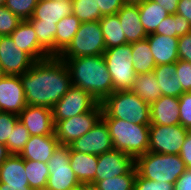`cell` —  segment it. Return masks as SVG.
I'll return each instance as SVG.
<instances>
[{
	"instance_id": "obj_42",
	"label": "cell",
	"mask_w": 191,
	"mask_h": 190,
	"mask_svg": "<svg viewBox=\"0 0 191 190\" xmlns=\"http://www.w3.org/2000/svg\"><path fill=\"white\" fill-rule=\"evenodd\" d=\"M176 76L184 92H191V63L183 60L176 62Z\"/></svg>"
},
{
	"instance_id": "obj_48",
	"label": "cell",
	"mask_w": 191,
	"mask_h": 190,
	"mask_svg": "<svg viewBox=\"0 0 191 190\" xmlns=\"http://www.w3.org/2000/svg\"><path fill=\"white\" fill-rule=\"evenodd\" d=\"M153 1L158 3V5H160L161 7H163L169 13V15H173L176 13L177 6L179 3V0H153Z\"/></svg>"
},
{
	"instance_id": "obj_40",
	"label": "cell",
	"mask_w": 191,
	"mask_h": 190,
	"mask_svg": "<svg viewBox=\"0 0 191 190\" xmlns=\"http://www.w3.org/2000/svg\"><path fill=\"white\" fill-rule=\"evenodd\" d=\"M180 125L191 130V92H184L179 97Z\"/></svg>"
},
{
	"instance_id": "obj_32",
	"label": "cell",
	"mask_w": 191,
	"mask_h": 190,
	"mask_svg": "<svg viewBox=\"0 0 191 190\" xmlns=\"http://www.w3.org/2000/svg\"><path fill=\"white\" fill-rule=\"evenodd\" d=\"M25 172L29 186L33 190H45L50 171L48 164L38 161L25 160Z\"/></svg>"
},
{
	"instance_id": "obj_28",
	"label": "cell",
	"mask_w": 191,
	"mask_h": 190,
	"mask_svg": "<svg viewBox=\"0 0 191 190\" xmlns=\"http://www.w3.org/2000/svg\"><path fill=\"white\" fill-rule=\"evenodd\" d=\"M99 22L106 49L128 43L117 14L103 16Z\"/></svg>"
},
{
	"instance_id": "obj_12",
	"label": "cell",
	"mask_w": 191,
	"mask_h": 190,
	"mask_svg": "<svg viewBox=\"0 0 191 190\" xmlns=\"http://www.w3.org/2000/svg\"><path fill=\"white\" fill-rule=\"evenodd\" d=\"M68 146L71 150L96 156L114 149L108 127L102 118L86 134Z\"/></svg>"
},
{
	"instance_id": "obj_15",
	"label": "cell",
	"mask_w": 191,
	"mask_h": 190,
	"mask_svg": "<svg viewBox=\"0 0 191 190\" xmlns=\"http://www.w3.org/2000/svg\"><path fill=\"white\" fill-rule=\"evenodd\" d=\"M18 119L31 136L55 135L52 109L49 107L27 105L18 114Z\"/></svg>"
},
{
	"instance_id": "obj_4",
	"label": "cell",
	"mask_w": 191,
	"mask_h": 190,
	"mask_svg": "<svg viewBox=\"0 0 191 190\" xmlns=\"http://www.w3.org/2000/svg\"><path fill=\"white\" fill-rule=\"evenodd\" d=\"M101 105V118H116L138 125H150V104L130 90L114 91Z\"/></svg>"
},
{
	"instance_id": "obj_24",
	"label": "cell",
	"mask_w": 191,
	"mask_h": 190,
	"mask_svg": "<svg viewBox=\"0 0 191 190\" xmlns=\"http://www.w3.org/2000/svg\"><path fill=\"white\" fill-rule=\"evenodd\" d=\"M25 171V160L20 155L10 154L0 166V183L29 186Z\"/></svg>"
},
{
	"instance_id": "obj_18",
	"label": "cell",
	"mask_w": 191,
	"mask_h": 190,
	"mask_svg": "<svg viewBox=\"0 0 191 190\" xmlns=\"http://www.w3.org/2000/svg\"><path fill=\"white\" fill-rule=\"evenodd\" d=\"M180 124L179 97L162 95L150 104V125Z\"/></svg>"
},
{
	"instance_id": "obj_7",
	"label": "cell",
	"mask_w": 191,
	"mask_h": 190,
	"mask_svg": "<svg viewBox=\"0 0 191 190\" xmlns=\"http://www.w3.org/2000/svg\"><path fill=\"white\" fill-rule=\"evenodd\" d=\"M103 55L114 91L130 90L137 75L132 63V44L106 49Z\"/></svg>"
},
{
	"instance_id": "obj_27",
	"label": "cell",
	"mask_w": 191,
	"mask_h": 190,
	"mask_svg": "<svg viewBox=\"0 0 191 190\" xmlns=\"http://www.w3.org/2000/svg\"><path fill=\"white\" fill-rule=\"evenodd\" d=\"M153 72L136 75L131 92L137 94L143 101L151 104L161 96V89Z\"/></svg>"
},
{
	"instance_id": "obj_46",
	"label": "cell",
	"mask_w": 191,
	"mask_h": 190,
	"mask_svg": "<svg viewBox=\"0 0 191 190\" xmlns=\"http://www.w3.org/2000/svg\"><path fill=\"white\" fill-rule=\"evenodd\" d=\"M174 190H191V168H187L177 179Z\"/></svg>"
},
{
	"instance_id": "obj_30",
	"label": "cell",
	"mask_w": 191,
	"mask_h": 190,
	"mask_svg": "<svg viewBox=\"0 0 191 190\" xmlns=\"http://www.w3.org/2000/svg\"><path fill=\"white\" fill-rule=\"evenodd\" d=\"M81 22L72 13L57 23L55 34V56H58L72 41Z\"/></svg>"
},
{
	"instance_id": "obj_31",
	"label": "cell",
	"mask_w": 191,
	"mask_h": 190,
	"mask_svg": "<svg viewBox=\"0 0 191 190\" xmlns=\"http://www.w3.org/2000/svg\"><path fill=\"white\" fill-rule=\"evenodd\" d=\"M191 32V24L177 13L168 15L157 27L155 33L168 37H180Z\"/></svg>"
},
{
	"instance_id": "obj_20",
	"label": "cell",
	"mask_w": 191,
	"mask_h": 190,
	"mask_svg": "<svg viewBox=\"0 0 191 190\" xmlns=\"http://www.w3.org/2000/svg\"><path fill=\"white\" fill-rule=\"evenodd\" d=\"M59 145L56 135L30 136L19 155L24 160L48 163Z\"/></svg>"
},
{
	"instance_id": "obj_34",
	"label": "cell",
	"mask_w": 191,
	"mask_h": 190,
	"mask_svg": "<svg viewBox=\"0 0 191 190\" xmlns=\"http://www.w3.org/2000/svg\"><path fill=\"white\" fill-rule=\"evenodd\" d=\"M37 35L39 44L51 55L55 56V34L57 24L31 23Z\"/></svg>"
},
{
	"instance_id": "obj_6",
	"label": "cell",
	"mask_w": 191,
	"mask_h": 190,
	"mask_svg": "<svg viewBox=\"0 0 191 190\" xmlns=\"http://www.w3.org/2000/svg\"><path fill=\"white\" fill-rule=\"evenodd\" d=\"M106 50L99 21L81 23L70 44L58 55L60 59L103 55Z\"/></svg>"
},
{
	"instance_id": "obj_11",
	"label": "cell",
	"mask_w": 191,
	"mask_h": 190,
	"mask_svg": "<svg viewBox=\"0 0 191 190\" xmlns=\"http://www.w3.org/2000/svg\"><path fill=\"white\" fill-rule=\"evenodd\" d=\"M98 104L87 91L71 86L67 93L51 108L54 124L92 111Z\"/></svg>"
},
{
	"instance_id": "obj_25",
	"label": "cell",
	"mask_w": 191,
	"mask_h": 190,
	"mask_svg": "<svg viewBox=\"0 0 191 190\" xmlns=\"http://www.w3.org/2000/svg\"><path fill=\"white\" fill-rule=\"evenodd\" d=\"M153 73L162 95L180 97L184 93L181 83L177 80L176 63L158 65Z\"/></svg>"
},
{
	"instance_id": "obj_1",
	"label": "cell",
	"mask_w": 191,
	"mask_h": 190,
	"mask_svg": "<svg viewBox=\"0 0 191 190\" xmlns=\"http://www.w3.org/2000/svg\"><path fill=\"white\" fill-rule=\"evenodd\" d=\"M27 105L52 108L72 86L67 65L58 56L35 61L20 75Z\"/></svg>"
},
{
	"instance_id": "obj_38",
	"label": "cell",
	"mask_w": 191,
	"mask_h": 190,
	"mask_svg": "<svg viewBox=\"0 0 191 190\" xmlns=\"http://www.w3.org/2000/svg\"><path fill=\"white\" fill-rule=\"evenodd\" d=\"M21 21L18 16L5 6H0V36L10 35Z\"/></svg>"
},
{
	"instance_id": "obj_10",
	"label": "cell",
	"mask_w": 191,
	"mask_h": 190,
	"mask_svg": "<svg viewBox=\"0 0 191 190\" xmlns=\"http://www.w3.org/2000/svg\"><path fill=\"white\" fill-rule=\"evenodd\" d=\"M103 108L99 103L92 111L58 121L55 135L60 145L68 146L74 140L86 134L102 117Z\"/></svg>"
},
{
	"instance_id": "obj_41",
	"label": "cell",
	"mask_w": 191,
	"mask_h": 190,
	"mask_svg": "<svg viewBox=\"0 0 191 190\" xmlns=\"http://www.w3.org/2000/svg\"><path fill=\"white\" fill-rule=\"evenodd\" d=\"M175 184L157 182L141 177L138 173L134 182V190H174Z\"/></svg>"
},
{
	"instance_id": "obj_2",
	"label": "cell",
	"mask_w": 191,
	"mask_h": 190,
	"mask_svg": "<svg viewBox=\"0 0 191 190\" xmlns=\"http://www.w3.org/2000/svg\"><path fill=\"white\" fill-rule=\"evenodd\" d=\"M70 72L72 86L87 91L98 103L114 92L104 55L61 59Z\"/></svg>"
},
{
	"instance_id": "obj_9",
	"label": "cell",
	"mask_w": 191,
	"mask_h": 190,
	"mask_svg": "<svg viewBox=\"0 0 191 190\" xmlns=\"http://www.w3.org/2000/svg\"><path fill=\"white\" fill-rule=\"evenodd\" d=\"M188 129L182 125H150L149 151L158 154L179 155Z\"/></svg>"
},
{
	"instance_id": "obj_54",
	"label": "cell",
	"mask_w": 191,
	"mask_h": 190,
	"mask_svg": "<svg viewBox=\"0 0 191 190\" xmlns=\"http://www.w3.org/2000/svg\"><path fill=\"white\" fill-rule=\"evenodd\" d=\"M65 190H80V187L69 188V189H65Z\"/></svg>"
},
{
	"instance_id": "obj_14",
	"label": "cell",
	"mask_w": 191,
	"mask_h": 190,
	"mask_svg": "<svg viewBox=\"0 0 191 190\" xmlns=\"http://www.w3.org/2000/svg\"><path fill=\"white\" fill-rule=\"evenodd\" d=\"M134 166L135 160L117 149L100 154L93 183L127 174Z\"/></svg>"
},
{
	"instance_id": "obj_5",
	"label": "cell",
	"mask_w": 191,
	"mask_h": 190,
	"mask_svg": "<svg viewBox=\"0 0 191 190\" xmlns=\"http://www.w3.org/2000/svg\"><path fill=\"white\" fill-rule=\"evenodd\" d=\"M137 173L146 179L175 184L187 169L180 155L148 151L135 159Z\"/></svg>"
},
{
	"instance_id": "obj_29",
	"label": "cell",
	"mask_w": 191,
	"mask_h": 190,
	"mask_svg": "<svg viewBox=\"0 0 191 190\" xmlns=\"http://www.w3.org/2000/svg\"><path fill=\"white\" fill-rule=\"evenodd\" d=\"M132 44V63L134 65V71L137 75L153 72L156 63L152 52L150 51V45L148 39L131 43Z\"/></svg>"
},
{
	"instance_id": "obj_43",
	"label": "cell",
	"mask_w": 191,
	"mask_h": 190,
	"mask_svg": "<svg viewBox=\"0 0 191 190\" xmlns=\"http://www.w3.org/2000/svg\"><path fill=\"white\" fill-rule=\"evenodd\" d=\"M102 16L116 14L125 4L124 0H97Z\"/></svg>"
},
{
	"instance_id": "obj_49",
	"label": "cell",
	"mask_w": 191,
	"mask_h": 190,
	"mask_svg": "<svg viewBox=\"0 0 191 190\" xmlns=\"http://www.w3.org/2000/svg\"><path fill=\"white\" fill-rule=\"evenodd\" d=\"M0 190H33L30 186L8 185L0 183Z\"/></svg>"
},
{
	"instance_id": "obj_16",
	"label": "cell",
	"mask_w": 191,
	"mask_h": 190,
	"mask_svg": "<svg viewBox=\"0 0 191 190\" xmlns=\"http://www.w3.org/2000/svg\"><path fill=\"white\" fill-rule=\"evenodd\" d=\"M27 106L20 76L6 75L0 80V109L18 115Z\"/></svg>"
},
{
	"instance_id": "obj_35",
	"label": "cell",
	"mask_w": 191,
	"mask_h": 190,
	"mask_svg": "<svg viewBox=\"0 0 191 190\" xmlns=\"http://www.w3.org/2000/svg\"><path fill=\"white\" fill-rule=\"evenodd\" d=\"M137 175L134 166L127 174L111 179L99 180L95 184L100 190H134V182Z\"/></svg>"
},
{
	"instance_id": "obj_3",
	"label": "cell",
	"mask_w": 191,
	"mask_h": 190,
	"mask_svg": "<svg viewBox=\"0 0 191 190\" xmlns=\"http://www.w3.org/2000/svg\"><path fill=\"white\" fill-rule=\"evenodd\" d=\"M109 130L114 149L130 155L134 160L149 151V126L116 118H102Z\"/></svg>"
},
{
	"instance_id": "obj_8",
	"label": "cell",
	"mask_w": 191,
	"mask_h": 190,
	"mask_svg": "<svg viewBox=\"0 0 191 190\" xmlns=\"http://www.w3.org/2000/svg\"><path fill=\"white\" fill-rule=\"evenodd\" d=\"M70 148L59 145L48 161L50 171L45 190H65L80 187L69 160Z\"/></svg>"
},
{
	"instance_id": "obj_53",
	"label": "cell",
	"mask_w": 191,
	"mask_h": 190,
	"mask_svg": "<svg viewBox=\"0 0 191 190\" xmlns=\"http://www.w3.org/2000/svg\"><path fill=\"white\" fill-rule=\"evenodd\" d=\"M6 76L3 67L0 65V80Z\"/></svg>"
},
{
	"instance_id": "obj_22",
	"label": "cell",
	"mask_w": 191,
	"mask_h": 190,
	"mask_svg": "<svg viewBox=\"0 0 191 190\" xmlns=\"http://www.w3.org/2000/svg\"><path fill=\"white\" fill-rule=\"evenodd\" d=\"M147 39L156 66L161 64L176 63L179 60L178 56L179 37H168L160 34H149L147 36Z\"/></svg>"
},
{
	"instance_id": "obj_55",
	"label": "cell",
	"mask_w": 191,
	"mask_h": 190,
	"mask_svg": "<svg viewBox=\"0 0 191 190\" xmlns=\"http://www.w3.org/2000/svg\"><path fill=\"white\" fill-rule=\"evenodd\" d=\"M6 0H0V6H4Z\"/></svg>"
},
{
	"instance_id": "obj_21",
	"label": "cell",
	"mask_w": 191,
	"mask_h": 190,
	"mask_svg": "<svg viewBox=\"0 0 191 190\" xmlns=\"http://www.w3.org/2000/svg\"><path fill=\"white\" fill-rule=\"evenodd\" d=\"M116 14L128 43L147 38L148 34L140 20L138 4L125 3Z\"/></svg>"
},
{
	"instance_id": "obj_17",
	"label": "cell",
	"mask_w": 191,
	"mask_h": 190,
	"mask_svg": "<svg viewBox=\"0 0 191 190\" xmlns=\"http://www.w3.org/2000/svg\"><path fill=\"white\" fill-rule=\"evenodd\" d=\"M14 43L25 51L34 61L44 60L51 55L39 44L32 24L22 20L18 27L10 34Z\"/></svg>"
},
{
	"instance_id": "obj_19",
	"label": "cell",
	"mask_w": 191,
	"mask_h": 190,
	"mask_svg": "<svg viewBox=\"0 0 191 190\" xmlns=\"http://www.w3.org/2000/svg\"><path fill=\"white\" fill-rule=\"evenodd\" d=\"M72 2L62 0H38L30 23H54L72 13Z\"/></svg>"
},
{
	"instance_id": "obj_23",
	"label": "cell",
	"mask_w": 191,
	"mask_h": 190,
	"mask_svg": "<svg viewBox=\"0 0 191 190\" xmlns=\"http://www.w3.org/2000/svg\"><path fill=\"white\" fill-rule=\"evenodd\" d=\"M70 166L80 184L93 183L95 178L98 156L77 152L70 149Z\"/></svg>"
},
{
	"instance_id": "obj_51",
	"label": "cell",
	"mask_w": 191,
	"mask_h": 190,
	"mask_svg": "<svg viewBox=\"0 0 191 190\" xmlns=\"http://www.w3.org/2000/svg\"><path fill=\"white\" fill-rule=\"evenodd\" d=\"M80 190H100L95 183H83L80 185Z\"/></svg>"
},
{
	"instance_id": "obj_47",
	"label": "cell",
	"mask_w": 191,
	"mask_h": 190,
	"mask_svg": "<svg viewBox=\"0 0 191 190\" xmlns=\"http://www.w3.org/2000/svg\"><path fill=\"white\" fill-rule=\"evenodd\" d=\"M176 13L184 16L191 24V0H179Z\"/></svg>"
},
{
	"instance_id": "obj_52",
	"label": "cell",
	"mask_w": 191,
	"mask_h": 190,
	"mask_svg": "<svg viewBox=\"0 0 191 190\" xmlns=\"http://www.w3.org/2000/svg\"><path fill=\"white\" fill-rule=\"evenodd\" d=\"M125 3H131V4H138L142 1H146V0H124Z\"/></svg>"
},
{
	"instance_id": "obj_13",
	"label": "cell",
	"mask_w": 191,
	"mask_h": 190,
	"mask_svg": "<svg viewBox=\"0 0 191 190\" xmlns=\"http://www.w3.org/2000/svg\"><path fill=\"white\" fill-rule=\"evenodd\" d=\"M34 62L14 43L10 35L0 36V65L6 75L20 76L29 70Z\"/></svg>"
},
{
	"instance_id": "obj_45",
	"label": "cell",
	"mask_w": 191,
	"mask_h": 190,
	"mask_svg": "<svg viewBox=\"0 0 191 190\" xmlns=\"http://www.w3.org/2000/svg\"><path fill=\"white\" fill-rule=\"evenodd\" d=\"M180 158L185 163L186 168H191V130L188 131L185 142L181 147Z\"/></svg>"
},
{
	"instance_id": "obj_33",
	"label": "cell",
	"mask_w": 191,
	"mask_h": 190,
	"mask_svg": "<svg viewBox=\"0 0 191 190\" xmlns=\"http://www.w3.org/2000/svg\"><path fill=\"white\" fill-rule=\"evenodd\" d=\"M72 7V14L81 23L99 21L103 17L98 8L97 0H73Z\"/></svg>"
},
{
	"instance_id": "obj_39",
	"label": "cell",
	"mask_w": 191,
	"mask_h": 190,
	"mask_svg": "<svg viewBox=\"0 0 191 190\" xmlns=\"http://www.w3.org/2000/svg\"><path fill=\"white\" fill-rule=\"evenodd\" d=\"M18 120V115L16 114L7 112L0 113V144H6Z\"/></svg>"
},
{
	"instance_id": "obj_50",
	"label": "cell",
	"mask_w": 191,
	"mask_h": 190,
	"mask_svg": "<svg viewBox=\"0 0 191 190\" xmlns=\"http://www.w3.org/2000/svg\"><path fill=\"white\" fill-rule=\"evenodd\" d=\"M10 155L7 147L4 144H0V166L6 160V158Z\"/></svg>"
},
{
	"instance_id": "obj_36",
	"label": "cell",
	"mask_w": 191,
	"mask_h": 190,
	"mask_svg": "<svg viewBox=\"0 0 191 190\" xmlns=\"http://www.w3.org/2000/svg\"><path fill=\"white\" fill-rule=\"evenodd\" d=\"M30 136L31 135L26 127L18 120L15 123L13 131L10 134V138H8L5 146L7 147L10 154L19 155L28 142Z\"/></svg>"
},
{
	"instance_id": "obj_44",
	"label": "cell",
	"mask_w": 191,
	"mask_h": 190,
	"mask_svg": "<svg viewBox=\"0 0 191 190\" xmlns=\"http://www.w3.org/2000/svg\"><path fill=\"white\" fill-rule=\"evenodd\" d=\"M178 56L180 60L191 63V32L179 37Z\"/></svg>"
},
{
	"instance_id": "obj_37",
	"label": "cell",
	"mask_w": 191,
	"mask_h": 190,
	"mask_svg": "<svg viewBox=\"0 0 191 190\" xmlns=\"http://www.w3.org/2000/svg\"><path fill=\"white\" fill-rule=\"evenodd\" d=\"M38 0H6L4 6L18 16L21 20L32 17Z\"/></svg>"
},
{
	"instance_id": "obj_26",
	"label": "cell",
	"mask_w": 191,
	"mask_h": 190,
	"mask_svg": "<svg viewBox=\"0 0 191 190\" xmlns=\"http://www.w3.org/2000/svg\"><path fill=\"white\" fill-rule=\"evenodd\" d=\"M138 8L141 23L148 35L155 33L159 24L169 15L163 7L153 0L138 3Z\"/></svg>"
}]
</instances>
